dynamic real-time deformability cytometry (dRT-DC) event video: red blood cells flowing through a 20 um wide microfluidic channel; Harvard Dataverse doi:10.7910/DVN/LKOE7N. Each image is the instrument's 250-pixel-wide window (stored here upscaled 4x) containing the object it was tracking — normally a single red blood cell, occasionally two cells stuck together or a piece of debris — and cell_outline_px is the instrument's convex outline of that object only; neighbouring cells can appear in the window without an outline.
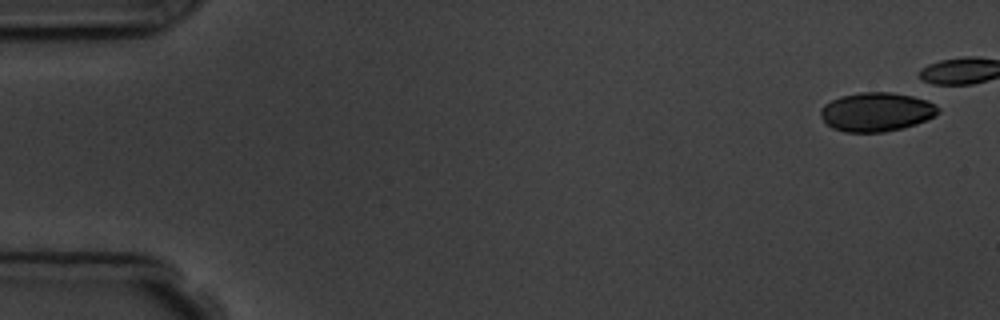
{"species": "common noctule bat (a hibernating species)", "species_latin": "Nyctalus noctula", "temperature_condition": "room temperature", "stored_images_in_passage": 7, "camera_frame_rate_fps": 3000, "um_per_image_px": 0.085, "animal": {"sex": "male", "body_mass_g": 19.5, "forearm_length_mm": 54.6}, "frame": {"image": 1, "passage_image": 1, "time_ms": 0.0, "image_size_px": [1000, 320], "cell_outline_px": [[940, 112], [936, 116], [916, 124], [904, 128], [884, 132], [844, 132], [832, 128], [820, 116], [820, 108], [824, 104], [840, 96], [860, 92], [892, 92], [928, 96], [940, 108]], "centroid_in_image_um": [74.6, 9.48], "position_along_channel_um": 10.4, "area_um2": 27.57}}